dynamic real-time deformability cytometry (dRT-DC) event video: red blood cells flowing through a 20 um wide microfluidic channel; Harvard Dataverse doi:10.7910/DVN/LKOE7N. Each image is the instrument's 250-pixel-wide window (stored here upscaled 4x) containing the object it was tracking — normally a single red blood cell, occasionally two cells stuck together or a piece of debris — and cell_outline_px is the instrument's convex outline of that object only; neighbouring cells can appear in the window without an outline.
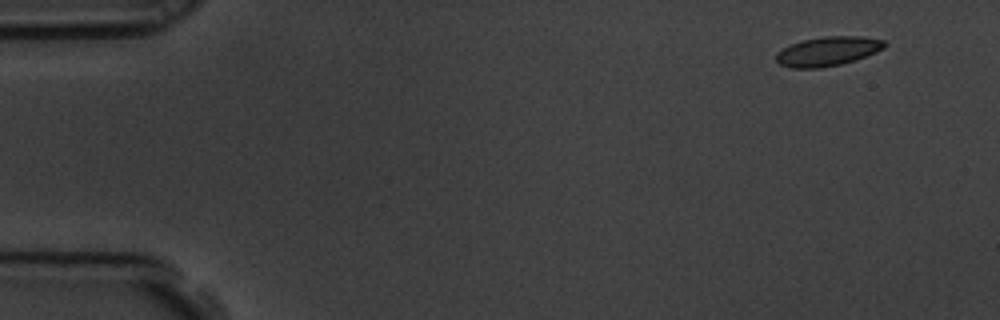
{"species": "common noctule bat (a hibernating species)", "species_latin": "Nyctalus noctula", "temperature_condition": "room temperature", "stored_images_in_passage": 9, "camera_frame_rate_fps": 3000, "um_per_image_px": 0.085, "animal": {"sex": "male", "body_mass_g": 19.5, "forearm_length_mm": 54.6}, "frame": {"image": 1, "passage_image": 1, "time_ms": 0.0, "image_size_px": [1000, 320], "cell_outline_px": [[888, 44], [884, 48], [876, 52], [856, 60], [840, 64], [820, 68], [792, 68], [780, 64], [776, 60], [776, 52], [792, 44], [804, 40], [824, 36], [860, 36], [884, 40]], "centroid_in_image_um": [70.39, 4.36], "position_along_channel_um": 14.6, "area_um2": 18.44}}
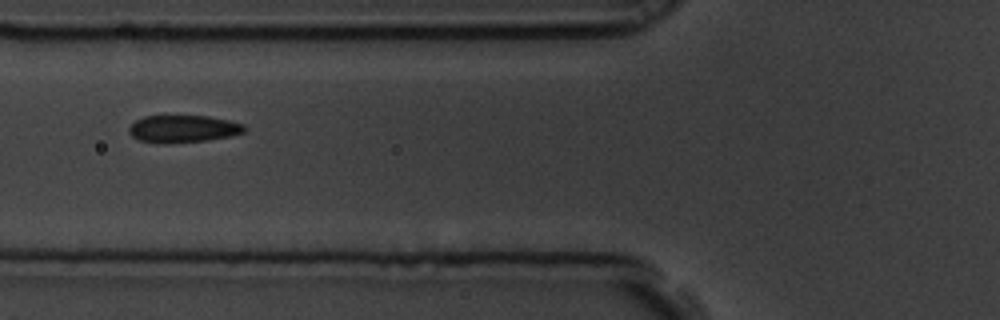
{"frame": {"image": 2, "passage_image": 6, "time_ms": 1.667, "image_size_px": [1000, 320], "cell_outline_px": [[248, 128], [244, 132], [232, 136], [208, 140], [164, 144], [156, 144], [140, 140], [132, 136], [128, 132], [128, 128], [136, 120], [144, 116], [208, 116], [228, 120], [244, 124]], "centroid_in_image_um": [15.57, 10.96], "position_along_channel_um": 110.2, "area_um2": 18.61}}
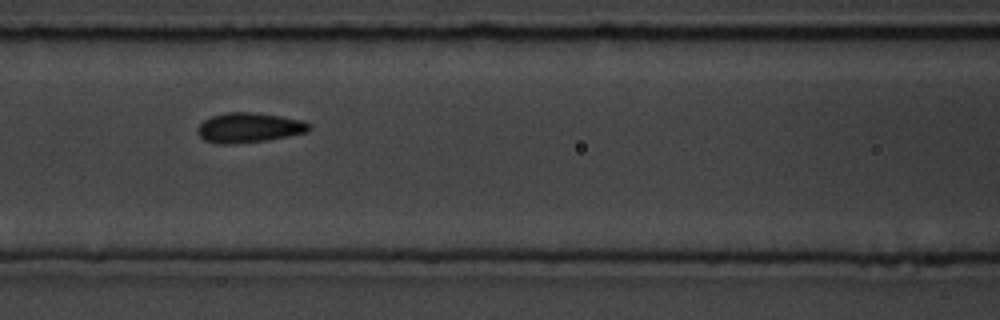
{"frame": {"image": 3, "passage_image": 7, "time_ms": 2.0, "image_size_px": [1000, 320], "cell_outline_px": [[312, 128], [308, 132], [268, 140], [232, 144], [220, 144], [204, 140], [196, 132], [196, 128], [204, 120], [212, 116], [228, 112], [248, 112], [280, 116], [304, 120], [312, 124]], "centroid_in_image_um": [21.19, 10.85], "position_along_channel_um": 145.4, "area_um2": 19.54}}